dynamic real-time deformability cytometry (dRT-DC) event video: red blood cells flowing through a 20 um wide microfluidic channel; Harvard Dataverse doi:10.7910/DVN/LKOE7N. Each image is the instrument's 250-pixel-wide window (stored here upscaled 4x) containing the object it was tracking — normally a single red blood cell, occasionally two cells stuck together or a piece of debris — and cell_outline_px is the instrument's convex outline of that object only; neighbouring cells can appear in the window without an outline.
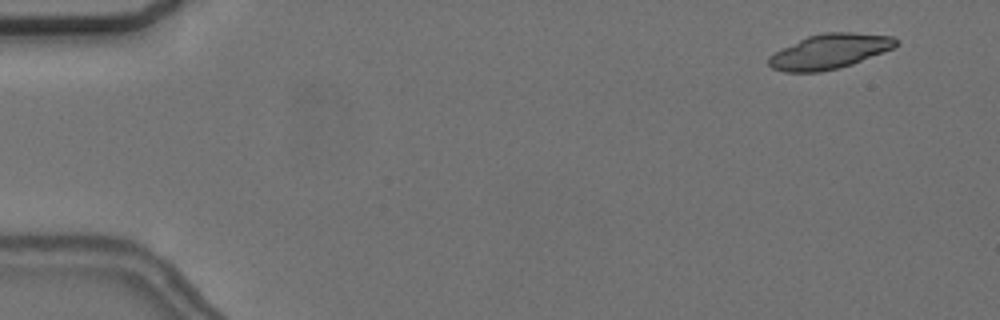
{"species": "common noctule bat (a hibernating species)", "species_latin": "Nyctalus noctula", "temperature_condition": "cold", "stored_images_in_passage": 11, "camera_frame_rate_fps": 3000, "um_per_image_px": 0.085, "animal": {"sex": "female", "body_mass_g": 24.6, "forearm_length_mm": 56.2}, "frame": {"image": 1, "passage_image": 4, "time_ms": 1.0, "image_size_px": [1000, 320], "cell_outline_px": [[900, 40], [892, 48], [852, 64], [840, 68], [820, 72], [784, 72], [772, 68], [768, 64], [768, 56], [808, 36], [824, 32], [852, 32], [892, 36]], "centroid_in_image_um": [70.51, 4.37], "position_along_channel_um": 14.5, "area_um2": 25.55}}